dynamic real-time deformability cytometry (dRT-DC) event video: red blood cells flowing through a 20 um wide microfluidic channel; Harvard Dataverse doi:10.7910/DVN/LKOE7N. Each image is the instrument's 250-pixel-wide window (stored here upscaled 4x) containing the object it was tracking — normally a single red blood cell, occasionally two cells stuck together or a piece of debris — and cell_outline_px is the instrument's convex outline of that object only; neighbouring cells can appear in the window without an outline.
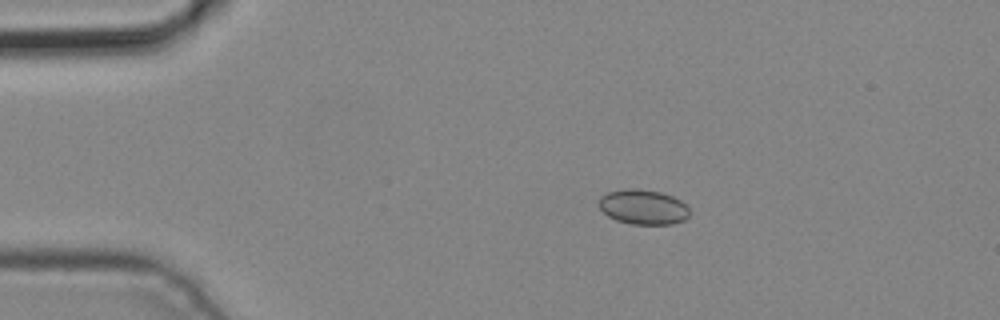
{"species": "common noctule bat (a hibernating species)", "species_latin": "Nyctalus noctula", "temperature_condition": "cold", "stored_images_in_passage": 4, "camera_frame_rate_fps": 3000, "um_per_image_px": 0.085, "animal": {"sex": "male", "body_mass_g": 19.2, "forearm_length_mm": 51.8}, "frame": {"image": 1, "passage_image": 3, "time_ms": 0.667, "image_size_px": [1000, 320], "cell_outline_px": [[688, 216], [684, 220], [672, 224], [632, 224], [616, 220], [608, 216], [600, 208], [600, 196], [608, 192], [624, 188], [640, 188], [660, 192], [672, 196], [680, 200], [688, 208]], "centroid_in_image_um": [54.66, 17.58], "position_along_channel_um": 30.3, "area_um2": 18.38}}
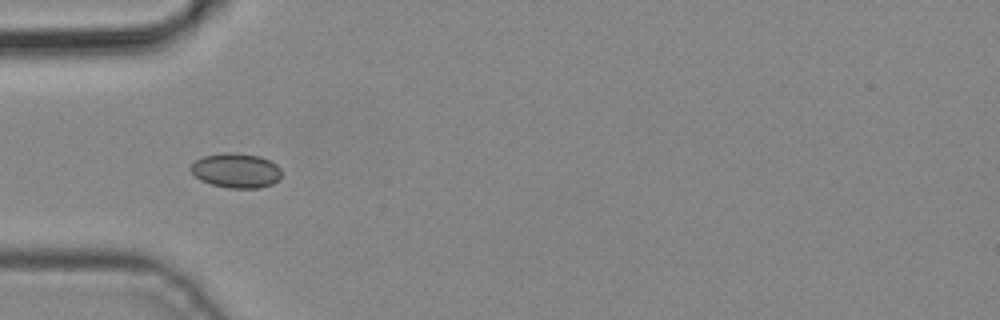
{"frame": {"image": 2, "passage_image": 4, "time_ms": 1.0, "image_size_px": [1000, 320], "cell_outline_px": [[280, 180], [272, 184], [260, 188], [228, 188], [212, 184], [200, 180], [192, 172], [192, 164], [196, 160], [204, 156], [224, 152], [228, 152], [260, 156], [276, 164], [280, 168]], "centroid_in_image_um": [20.09, 14.5], "position_along_channel_um": 64.9, "area_um2": 18.21}}